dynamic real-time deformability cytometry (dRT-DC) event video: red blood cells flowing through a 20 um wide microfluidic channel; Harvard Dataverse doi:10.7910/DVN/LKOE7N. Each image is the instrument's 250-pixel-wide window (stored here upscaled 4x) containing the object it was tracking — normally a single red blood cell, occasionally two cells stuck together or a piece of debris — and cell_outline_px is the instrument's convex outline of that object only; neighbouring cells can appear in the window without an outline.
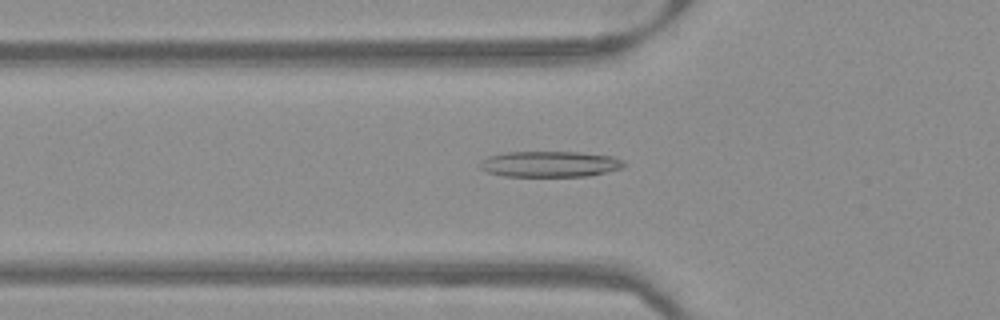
{"species": "Egyptian fruit bat (a non-hibernating species)", "species_latin": "Rousettus aegyptiacus", "temperature_condition": "warm", "stored_images_in_passage": 45, "camera_frame_rate_fps": 3000, "um_per_image_px": 0.085, "frame": {"image": 1, "passage_image": 12, "time_ms": 3.667, "image_size_px": [1000, 320], "cell_outline_px": [[628, 164], [624, 168], [588, 176], [504, 176], [488, 172], [480, 168], [476, 164], [480, 160], [488, 156], [504, 152], [580, 152], [612, 156], [624, 160]], "centroid_in_image_um": [46.75, 13.94], "position_along_channel_um": 79.1, "area_um2": 22.02}}
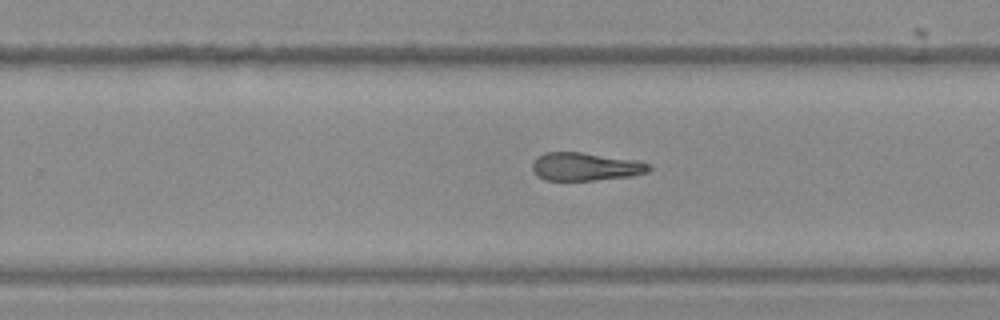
{"frame": {"image": 2, "passage_image": 27, "time_ms": 8.667, "image_size_px": [1000, 320], "cell_outline_px": [[652, 168], [648, 172], [632, 176], [592, 180], [544, 180], [536, 176], [532, 168], [532, 164], [536, 156], [544, 152], [580, 152], [636, 160], [652, 164]], "centroid_in_image_um": [49.75, 14.16], "position_along_channel_um": 280.0, "area_um2": 19.25}}
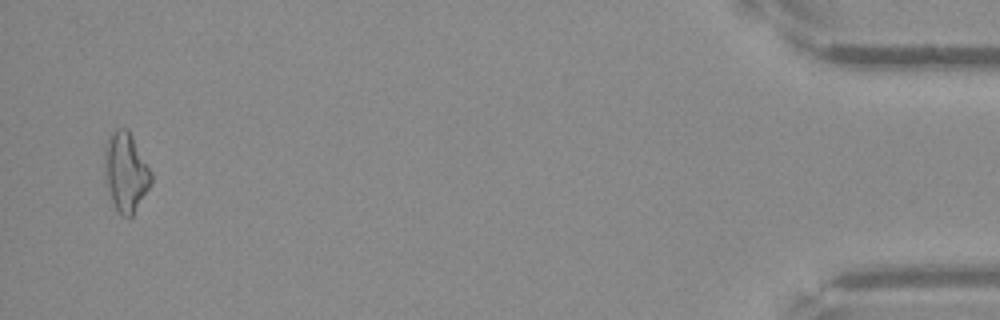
{"frame": {"image": 3, "passage_image": 44, "time_ms": 14.333, "image_size_px": [1000, 320], "cell_outline_px": [[152, 184], [132, 216], [128, 220], [120, 216], [112, 200], [104, 180], [104, 144], [112, 128], [128, 128], [152, 172]], "centroid_in_image_um": [10.67, 14.61], "position_along_channel_um": 424.5, "area_um2": 22.14}}